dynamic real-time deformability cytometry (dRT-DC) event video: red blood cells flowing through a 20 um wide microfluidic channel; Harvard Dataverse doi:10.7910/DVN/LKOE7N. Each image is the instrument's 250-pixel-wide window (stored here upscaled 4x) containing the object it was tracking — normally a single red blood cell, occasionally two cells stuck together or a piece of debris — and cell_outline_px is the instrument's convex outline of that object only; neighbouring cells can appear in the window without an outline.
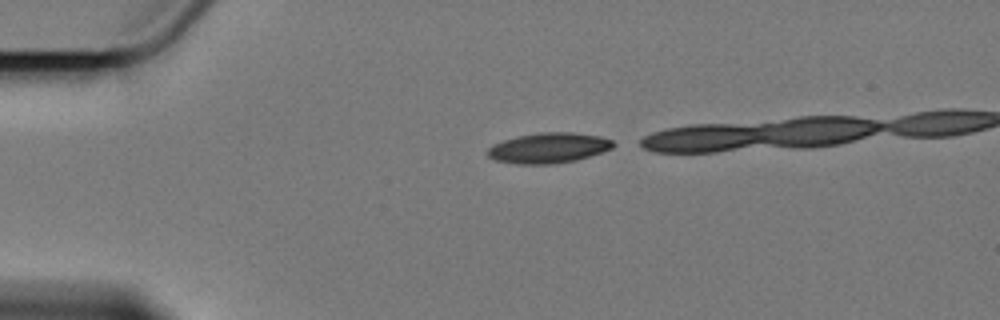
{"species": "Egyptian fruit bat (a non-hibernating species)", "species_latin": "Rousettus aegyptiacus", "temperature_condition": "cold", "stored_images_in_passage": 3, "camera_frame_rate_fps": 3000, "um_per_image_px": 0.085, "animal": {"sex": "female"}, "frame": {"image": 1, "passage_image": 1, "time_ms": 0.0, "image_size_px": [1000, 320], "cell_outline_px": [[616, 144], [612, 148], [576, 160], [552, 164], [520, 164], [496, 160], [488, 156], [488, 148], [504, 140], [516, 136], [540, 132], [572, 132], [600, 136], [612, 140]], "centroid_in_image_um": [46.65, 12.56], "position_along_channel_um": 38.4, "area_um2": 21.96}}